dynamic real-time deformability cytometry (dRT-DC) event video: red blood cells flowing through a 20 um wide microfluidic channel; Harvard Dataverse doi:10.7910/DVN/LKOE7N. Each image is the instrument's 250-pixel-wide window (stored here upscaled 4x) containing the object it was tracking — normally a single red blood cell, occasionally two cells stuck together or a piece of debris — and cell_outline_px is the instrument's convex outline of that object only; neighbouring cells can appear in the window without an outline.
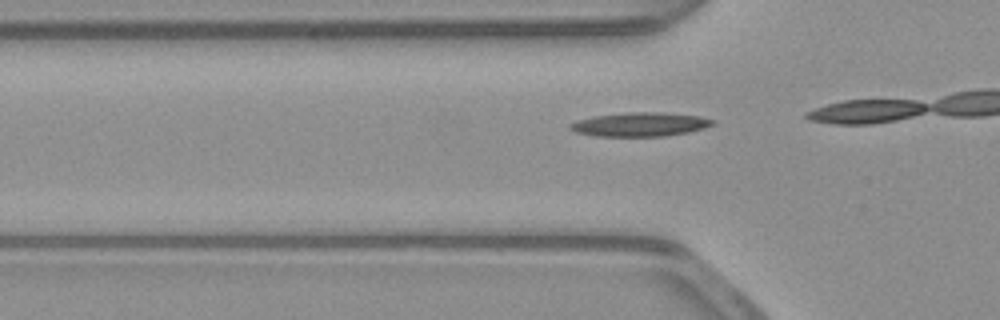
{"species": "common noctule bat (a hibernating species)", "species_latin": "Nyctalus noctula", "temperature_condition": "warm", "stored_images_in_passage": 17, "camera_frame_rate_fps": 3000, "um_per_image_px": 0.085, "animal": {"sex": "male", "body_mass_g": 23.1, "forearm_length_mm": 52.7}, "frame": {"image": 1, "passage_image": 12, "time_ms": 3.667, "image_size_px": [1000, 320], "cell_outline_px": [[716, 124], [704, 128], [688, 132], [664, 136], [596, 136], [576, 132], [568, 128], [568, 124], [576, 120], [592, 116], [624, 112], [660, 112], [700, 116], [716, 120]], "centroid_in_image_um": [54.39, 10.56], "position_along_channel_um": 71.4, "area_um2": 20.11}}